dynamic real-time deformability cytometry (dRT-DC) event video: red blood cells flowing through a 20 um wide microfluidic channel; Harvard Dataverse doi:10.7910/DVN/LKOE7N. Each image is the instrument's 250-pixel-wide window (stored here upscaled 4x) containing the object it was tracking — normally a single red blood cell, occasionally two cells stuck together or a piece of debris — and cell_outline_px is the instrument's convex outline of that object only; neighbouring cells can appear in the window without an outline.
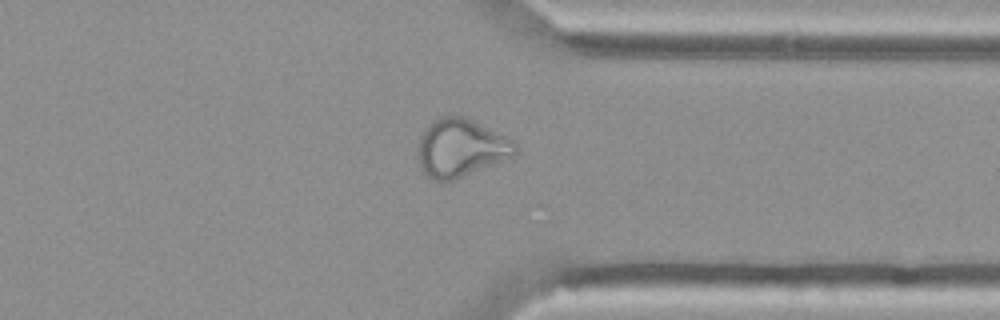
{"species": "Egyptian fruit bat (a non-hibernating species)", "species_latin": "Rousettus aegyptiacus", "temperature_condition": "cold", "stored_images_in_passage": 37, "camera_frame_rate_fps": 3000, "um_per_image_px": 0.085, "animal": {"sex": "female"}, "frame": {"image": 1, "passage_image": 27, "time_ms": 8.667, "image_size_px": [1000, 320], "cell_outline_px": [[520, 148], [516, 156], [456, 180], [432, 180], [420, 168], [420, 136], [428, 124], [432, 120], [440, 116], [464, 116], [512, 140]], "centroid_in_image_um": [39.21, 12.59], "position_along_channel_um": 372.2, "area_um2": 32.83}}